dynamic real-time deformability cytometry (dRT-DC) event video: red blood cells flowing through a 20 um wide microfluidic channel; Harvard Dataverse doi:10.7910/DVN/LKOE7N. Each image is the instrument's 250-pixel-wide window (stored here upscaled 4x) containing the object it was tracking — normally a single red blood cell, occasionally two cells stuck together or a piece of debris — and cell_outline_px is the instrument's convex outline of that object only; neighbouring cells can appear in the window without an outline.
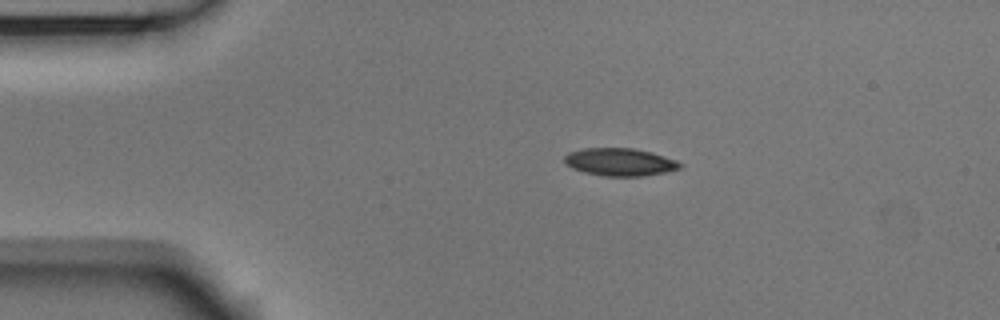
{"species": "Egyptian fruit bat (a non-hibernating species)", "species_latin": "Rousettus aegyptiacus", "temperature_condition": "room temperature", "stored_images_in_passage": 44, "camera_frame_rate_fps": 3000, "um_per_image_px": 0.085, "animal": {"sex": "male"}, "frame": {"image": 1, "passage_image": 1, "time_ms": 0.0, "image_size_px": [1000, 320], "cell_outline_px": [[684, 164], [680, 168], [664, 172], [644, 176], [604, 176], [584, 172], [572, 168], [564, 160], [564, 156], [568, 152], [584, 148], [636, 148], [652, 152], [676, 160]], "centroid_in_image_um": [52.7, 13.76], "position_along_channel_um": 32.3, "area_um2": 18.67}}
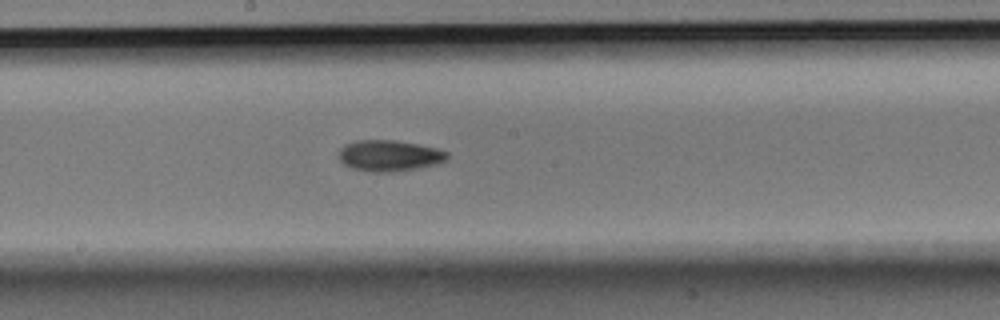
{"frame": {"image": 2, "passage_image": 19, "time_ms": 6.0, "image_size_px": [1000, 320], "cell_outline_px": [[448, 160], [436, 164], [416, 168], [392, 172], [368, 172], [352, 168], [344, 164], [340, 160], [340, 148], [344, 144], [356, 140], [392, 140], [416, 144], [436, 148], [448, 152]], "centroid_in_image_um": [33.08, 13.23], "position_along_channel_um": 215.1, "area_um2": 19.59}}
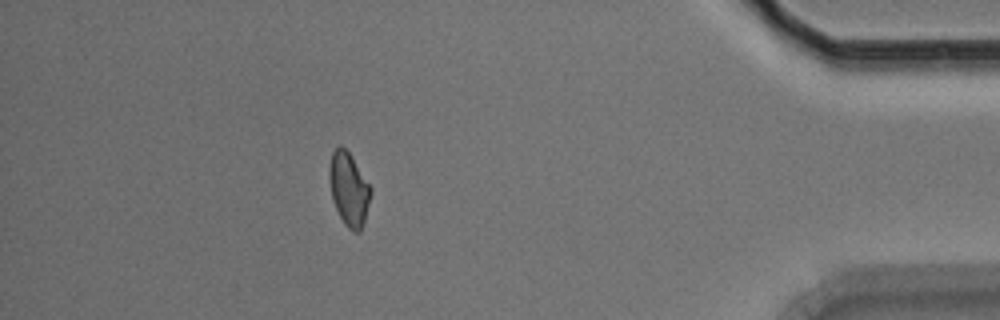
{"frame": {"image": 3, "passage_image": 38, "time_ms": 12.333, "image_size_px": [1000, 320], "cell_outline_px": [[372, 192], [364, 224], [360, 232], [352, 232], [344, 224], [332, 200], [328, 176], [328, 168], [332, 152], [340, 144], [352, 156], [372, 188]], "centroid_in_image_um": [29.65, 16.08], "position_along_channel_um": 405.5, "area_um2": 17.98}, "authors_computed_cell_mechanics": {"area_um2": 18.6405, "velocity_mm_per_s": 3.7603, "shape_relaxation_time_tau1_ms": 8.4033, "shape_relaxation_time_tau2_ms": 7.8271, "deformation_change_tau1": 0.1353, "deformation_change_tau2": 0.1333}}